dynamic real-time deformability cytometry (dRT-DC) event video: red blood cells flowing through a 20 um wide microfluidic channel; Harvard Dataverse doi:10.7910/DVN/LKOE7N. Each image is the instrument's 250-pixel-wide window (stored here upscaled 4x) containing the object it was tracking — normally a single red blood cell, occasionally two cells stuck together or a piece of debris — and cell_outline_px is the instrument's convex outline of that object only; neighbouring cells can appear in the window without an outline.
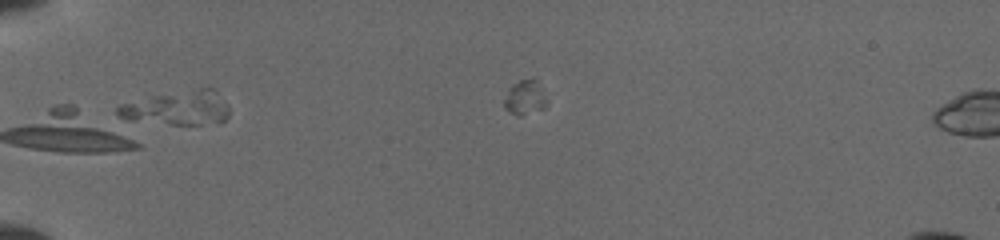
{"species": "common noctule bat (a hibernating species)", "species_latin": "Nyctalus noctula", "temperature_condition": "cold", "stored_images_in_passage": 15, "camera_frame_rate_fps": 3000, "um_per_image_px": 0.085, "animal": {"sex": "female", "body_mass_g": 19.5, "forearm_length_mm": 54.1}, "frame": {"image": 1, "passage_image": 1, "time_ms": 0.0, "image_size_px": [1000, 240], "cell_outline_px": [[228, 116], [220, 124], [172, 124], [128, 120], [120, 116], [116, 112], [116, 108], [120, 104], [208, 84], [212, 88], [228, 108]], "centroid_in_image_um": [15.13, 9.16], "position_along_channel_um": 69.9, "area_um2": 22.2}}
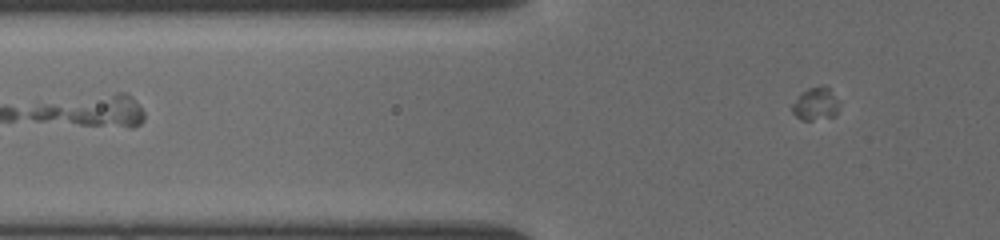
{"frame": {"image": 2, "passage_image": 3, "time_ms": 1.333, "image_size_px": [1000, 240], "cell_outline_px": [[144, 120], [140, 124], [132, 128], [80, 124], [36, 120], [28, 116], [28, 112], [44, 104], [116, 92], [124, 92], [132, 96], [144, 112]], "centroid_in_image_um": [7.95, 9.44], "position_along_channel_um": 117.8, "area_um2": 20.52}}